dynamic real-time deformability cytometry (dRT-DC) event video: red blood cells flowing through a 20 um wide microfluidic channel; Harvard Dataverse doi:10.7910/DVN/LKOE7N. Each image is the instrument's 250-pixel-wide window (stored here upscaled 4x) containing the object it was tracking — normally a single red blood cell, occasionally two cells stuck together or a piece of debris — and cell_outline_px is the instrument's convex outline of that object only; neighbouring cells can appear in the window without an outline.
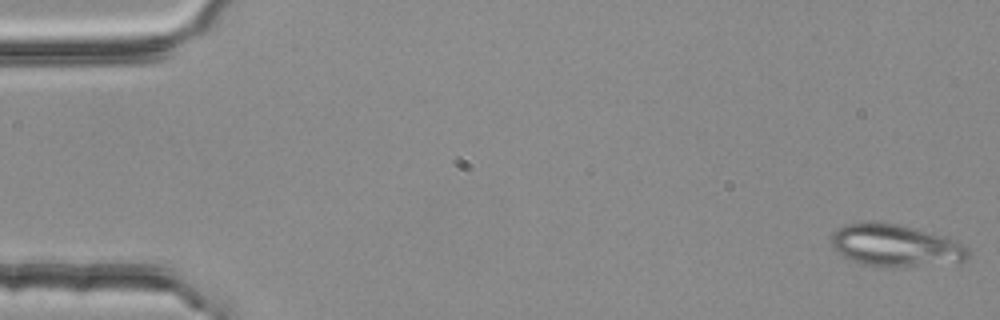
{"species": "common noctule bat (a hibernating species)", "species_latin": "Nyctalus noctula", "temperature_condition": "room temperature", "stored_images_in_passage": 12, "camera_frame_rate_fps": 3000, "um_per_image_px": 0.085, "animal": {"sex": "female", "body_mass_g": 25.1}, "frame": {"image": 1, "passage_image": 1, "time_ms": 0.0, "image_size_px": [1000, 320], "cell_outline_px": [[972, 252], [968, 260], [900, 268], [876, 268], [852, 260], [836, 252], [832, 244], [832, 232], [836, 228], [848, 224], [868, 220], [876, 220], [896, 224], [968, 244]], "centroid_in_image_um": [76.11, 20.88], "position_along_channel_um": 8.9, "area_um2": 34.1}}